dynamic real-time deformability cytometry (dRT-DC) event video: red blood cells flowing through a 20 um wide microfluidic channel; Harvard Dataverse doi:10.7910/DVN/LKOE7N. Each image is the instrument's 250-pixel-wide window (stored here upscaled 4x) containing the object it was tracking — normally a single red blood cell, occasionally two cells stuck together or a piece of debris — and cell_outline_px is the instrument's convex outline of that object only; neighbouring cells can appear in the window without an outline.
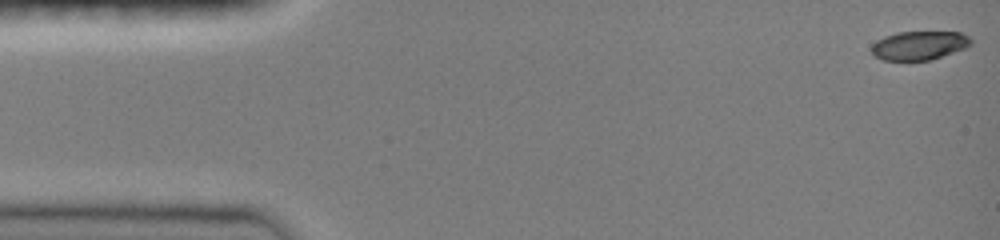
{"species": "common noctule bat (a hibernating species)", "species_latin": "Nyctalus noctula", "temperature_condition": "room temperature", "stored_images_in_passage": 47, "camera_frame_rate_fps": 3000, "um_per_image_px": 0.085, "animal": {"sex": "female", "body_mass_g": 19.0, "forearm_length_mm": 51.5}, "frame": {"image": 1, "passage_image": 1, "time_ms": 0.0, "image_size_px": [1000, 240], "cell_outline_px": [[972, 44], [964, 48], [928, 60], [884, 60], [876, 56], [872, 52], [872, 44], [876, 40], [884, 36], [896, 32], [960, 32], [968, 36], [972, 40]], "centroid_in_image_um": [78.11, 3.84], "position_along_channel_um": 6.9, "area_um2": 16.47}}
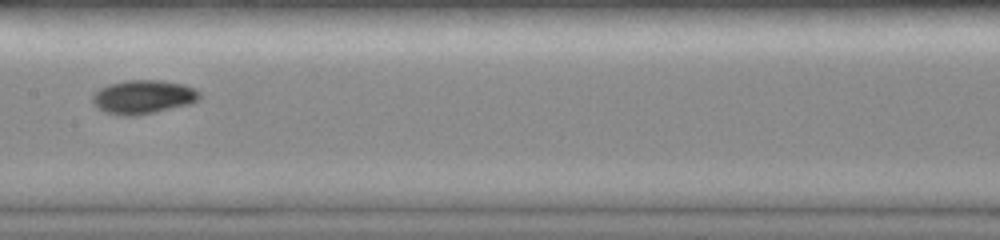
{"frame": {"image": 2, "passage_image": 24, "time_ms": 7.667, "image_size_px": [1000, 240], "cell_outline_px": [[200, 100], [192, 104], [136, 116], [120, 116], [104, 112], [92, 104], [92, 96], [100, 88], [108, 84], [124, 80], [160, 80], [184, 84], [200, 92]], "centroid_in_image_um": [12.17, 8.25], "position_along_channel_um": 195.2, "area_um2": 21.39}}
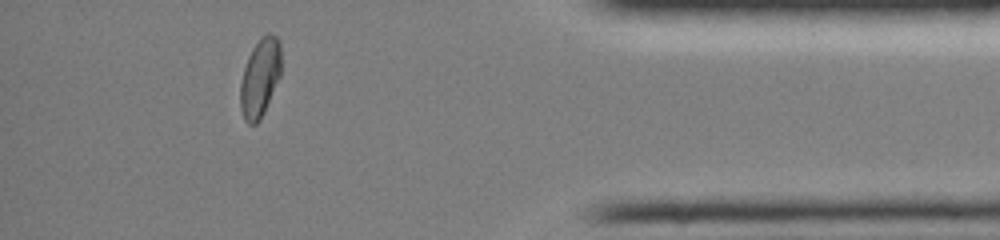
{"frame": {"image": 3, "passage_image": 42, "time_ms": 13.667, "image_size_px": [1000, 240], "cell_outline_px": [[280, 76], [264, 112], [260, 120], [256, 124], [248, 124], [244, 120], [240, 108], [240, 84], [244, 68], [248, 56], [252, 48], [260, 36], [268, 32], [276, 36], [280, 40]], "centroid_in_image_um": [22.09, 6.59], "position_along_channel_um": 413.1, "area_um2": 18.79}, "authors_computed_cell_mechanics": {"area_um2": 18.8428, "velocity_mm_per_s": 4.0774, "shape_relaxation_time_tau1_ms": 3.779, "shape_relaxation_time_tau2_ms": 3.846, "deformation_change_tau1": 0.1601, "deformation_change_tau2": 0.0399}}